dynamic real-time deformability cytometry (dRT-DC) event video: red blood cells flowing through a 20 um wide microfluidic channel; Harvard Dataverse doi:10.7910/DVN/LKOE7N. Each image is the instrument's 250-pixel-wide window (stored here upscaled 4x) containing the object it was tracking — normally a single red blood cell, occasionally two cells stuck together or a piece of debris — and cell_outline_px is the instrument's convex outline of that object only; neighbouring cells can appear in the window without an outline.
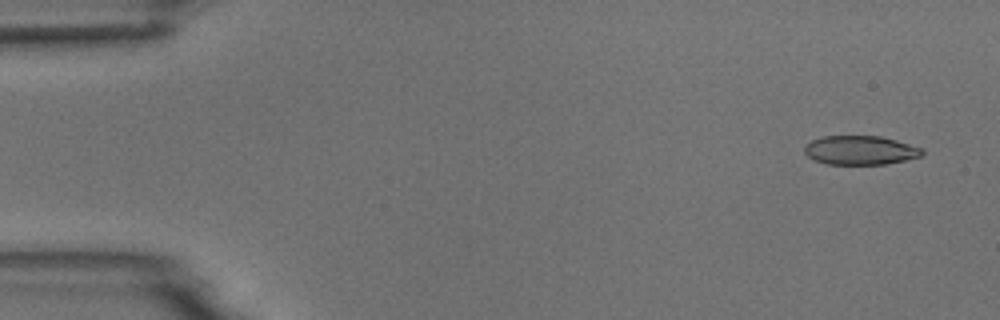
{"species": "common noctule bat (a hibernating species)", "species_latin": "Nyctalus noctula", "temperature_condition": "room temperature", "stored_images_in_passage": 5, "camera_frame_rate_fps": 3000, "um_per_image_px": 0.085, "animal": {"sex": "male", "body_mass_g": 18.8}, "frame": {"image": 1, "passage_image": 1, "time_ms": 0.0, "image_size_px": [1000, 320], "cell_outline_px": [[924, 152], [920, 156], [904, 160], [884, 164], [828, 164], [816, 160], [808, 156], [804, 152], [804, 144], [820, 136], [880, 136], [896, 140], [924, 148]], "centroid_in_image_um": [73.11, 12.76], "position_along_channel_um": 11.9, "area_um2": 19.88}}
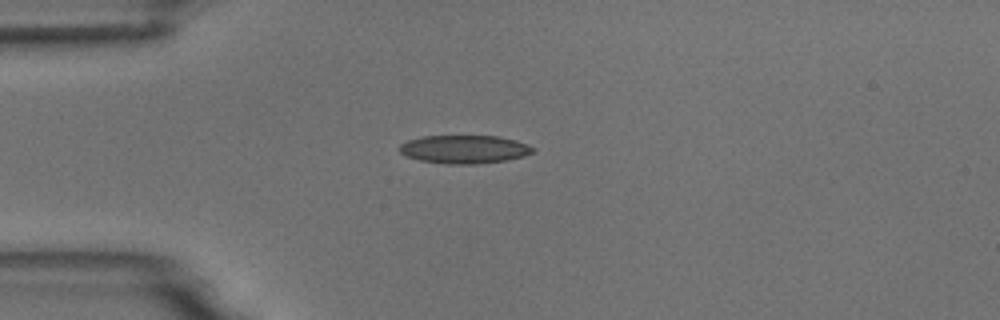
{"frame": {"image": 2, "passage_image": 4, "time_ms": 3.667, "image_size_px": [1000, 320], "cell_outline_px": [[536, 148], [532, 152], [524, 156], [508, 160], [476, 164], [448, 164], [420, 160], [404, 156], [400, 152], [400, 144], [408, 140], [424, 136], [500, 136], [516, 140], [528, 144]], "centroid_in_image_um": [39.49, 12.69], "position_along_channel_um": 45.5, "area_um2": 22.08}}